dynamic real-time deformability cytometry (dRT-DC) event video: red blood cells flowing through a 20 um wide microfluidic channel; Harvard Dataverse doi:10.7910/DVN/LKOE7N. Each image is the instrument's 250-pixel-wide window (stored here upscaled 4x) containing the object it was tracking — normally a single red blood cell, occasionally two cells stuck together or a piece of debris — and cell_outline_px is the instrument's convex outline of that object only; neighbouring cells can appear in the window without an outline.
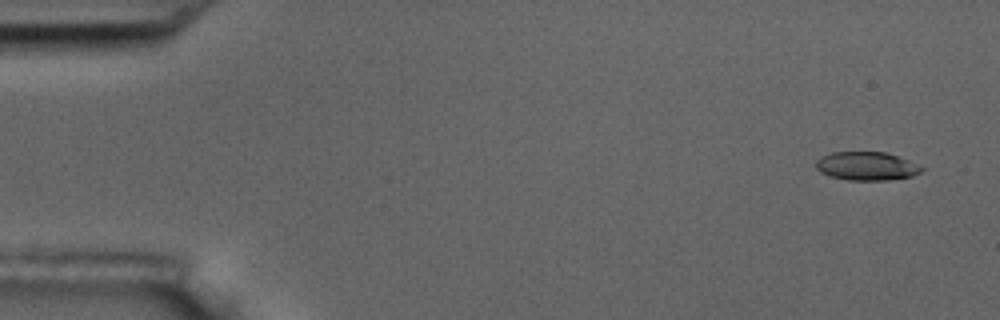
{"species": "common noctule bat (a hibernating species)", "species_latin": "Nyctalus noctula", "temperature_condition": "room temperature", "stored_images_in_passage": 4, "camera_frame_rate_fps": 3000, "um_per_image_px": 0.085, "animal": {"sex": "male", "body_mass_g": 17.5, "forearm_length_mm": 52.3}, "frame": {"image": 1, "passage_image": 1, "time_ms": 0.0, "image_size_px": [1000, 320], "cell_outline_px": [[924, 168], [920, 172], [912, 176], [888, 180], [848, 180], [828, 176], [820, 172], [816, 168], [816, 160], [820, 156], [832, 152], [884, 152], [908, 160]], "centroid_in_image_um": [73.61, 14.12], "position_along_channel_um": 11.4, "area_um2": 17.51}}